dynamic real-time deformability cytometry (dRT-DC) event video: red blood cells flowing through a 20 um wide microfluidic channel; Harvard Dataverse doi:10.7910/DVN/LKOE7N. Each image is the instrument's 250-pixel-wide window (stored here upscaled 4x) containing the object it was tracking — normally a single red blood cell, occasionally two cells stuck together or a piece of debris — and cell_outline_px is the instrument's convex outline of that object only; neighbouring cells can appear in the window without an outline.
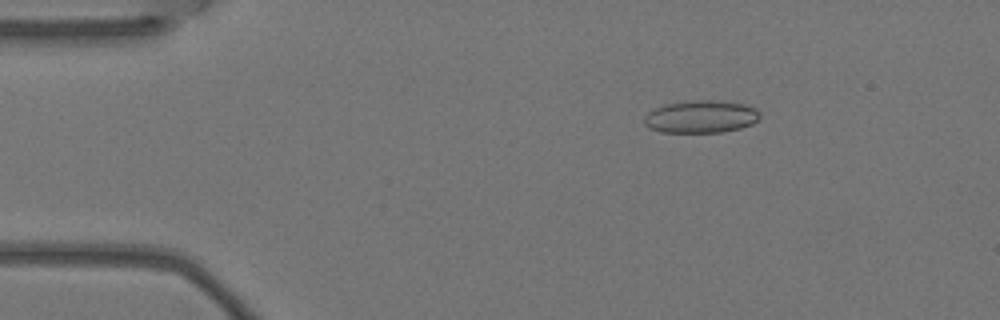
{"species": "Egyptian fruit bat (a non-hibernating species)", "species_latin": "Rousettus aegyptiacus", "temperature_condition": "warm", "stored_images_in_passage": 3, "camera_frame_rate_fps": 3000, "um_per_image_px": 0.085, "animal": {"sex": "female"}, "frame": {"image": 1, "passage_image": 1, "time_ms": 0.0, "image_size_px": [1000, 320], "cell_outline_px": [[760, 116], [752, 124], [740, 128], [720, 132], [660, 132], [648, 128], [644, 124], [644, 116], [648, 112], [656, 108], [668, 104], [692, 100], [724, 100], [744, 104], [756, 108], [760, 112]], "centroid_in_image_um": [59.59, 9.91], "position_along_channel_um": 25.4, "area_um2": 22.02}}